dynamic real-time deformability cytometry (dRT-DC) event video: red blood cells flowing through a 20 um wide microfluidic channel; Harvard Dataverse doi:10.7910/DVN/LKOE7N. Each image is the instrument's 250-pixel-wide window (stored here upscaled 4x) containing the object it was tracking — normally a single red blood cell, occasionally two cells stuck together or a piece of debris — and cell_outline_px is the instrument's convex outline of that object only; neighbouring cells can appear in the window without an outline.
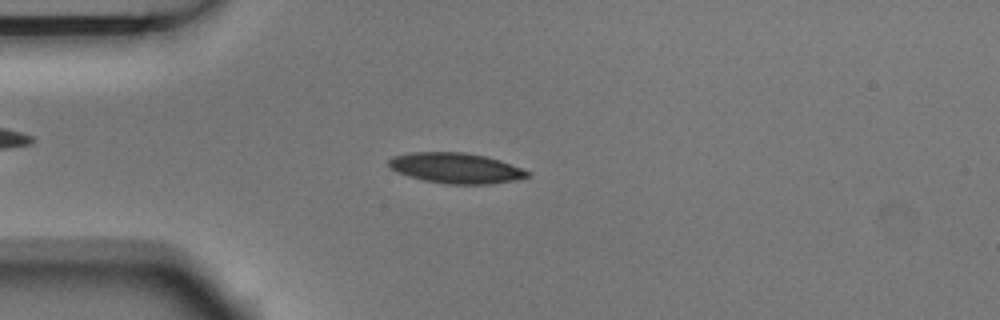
{"species": "Egyptian fruit bat (a non-hibernating species)", "species_latin": "Rousettus aegyptiacus", "temperature_condition": "room temperature", "stored_images_in_passage": 3, "camera_frame_rate_fps": 3000, "um_per_image_px": 0.085, "animal": {"sex": "male"}, "frame": {"image": 1, "passage_image": 3, "time_ms": 0.667, "image_size_px": [1000, 320], "cell_outline_px": [[532, 176], [512, 180], [488, 184], [448, 184], [424, 180], [408, 176], [396, 172], [388, 164], [388, 160], [392, 156], [412, 152], [464, 152], [484, 156], [500, 160], [532, 172]], "centroid_in_image_um": [38.75, 14.28], "position_along_channel_um": 46.3, "area_um2": 24.57}}